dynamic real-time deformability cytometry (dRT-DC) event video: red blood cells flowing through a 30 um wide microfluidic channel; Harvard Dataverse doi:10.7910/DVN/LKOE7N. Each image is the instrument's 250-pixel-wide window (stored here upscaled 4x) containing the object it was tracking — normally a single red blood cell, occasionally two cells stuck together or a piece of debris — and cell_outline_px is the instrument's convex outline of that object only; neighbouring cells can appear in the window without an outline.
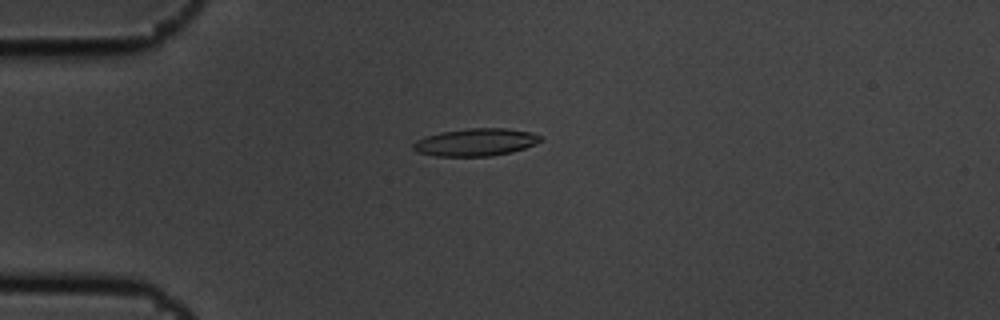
{"species": "common noctule bat (a hibernating species)", "species_latin": "Nyctalus noctula", "temperature_condition": "cold", "stored_images_in_passage": 10, "camera_frame_rate_fps": 3000, "um_per_image_px": 0.085, "animal": {"sex": "male", "body_mass_g": 19.5, "forearm_length_mm": 54.6}, "frame": {"image": 1, "passage_image": 4, "time_ms": 1.0, "image_size_px": [1000, 320], "cell_outline_px": [[544, 140], [536, 144], [512, 152], [492, 156], [436, 156], [416, 152], [412, 148], [412, 144], [416, 140], [440, 132], [468, 128], [508, 128], [532, 132], [544, 136]], "centroid_in_image_um": [40.48, 12.08], "position_along_channel_um": 44.5, "area_um2": 20.69}}
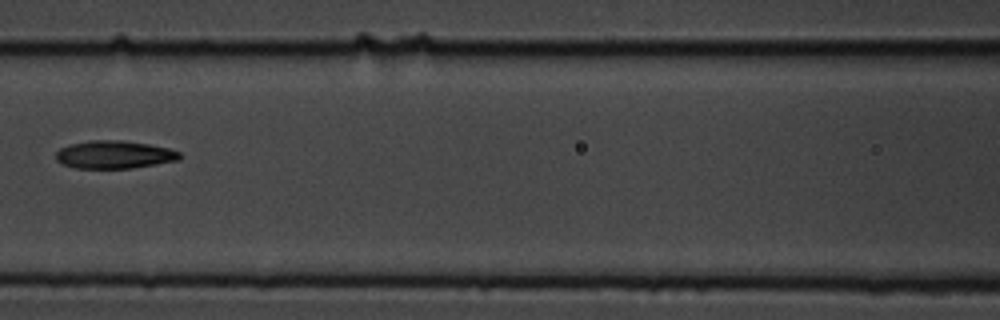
{"frame": {"image": 2, "passage_image": 7, "time_ms": 2.0, "image_size_px": [1000, 320], "cell_outline_px": [[180, 160], [132, 168], [76, 168], [64, 164], [56, 160], [56, 152], [60, 148], [68, 144], [92, 140], [124, 140], [148, 144], [168, 148], [180, 152]], "centroid_in_image_um": [9.71, 13.13], "position_along_channel_um": 156.9, "area_um2": 20.11}}
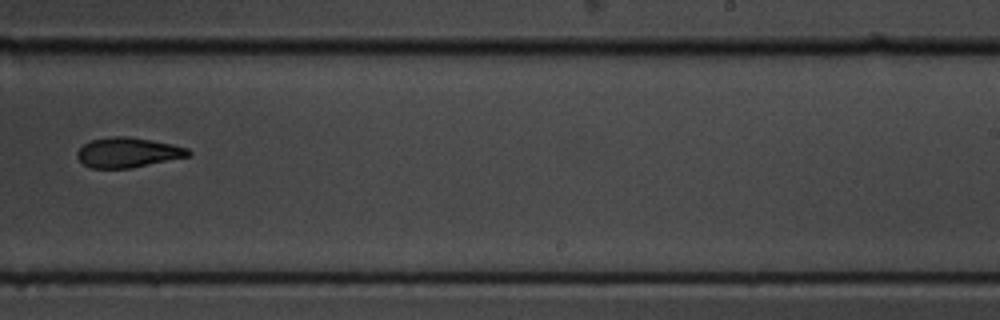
{"frame": {"image": 3, "passage_image": 10, "time_ms": 3.0, "image_size_px": [1000, 320], "cell_outline_px": [[192, 152], [188, 156], [132, 168], [92, 168], [84, 164], [76, 156], [76, 152], [84, 144], [92, 140], [112, 136], [128, 136], [152, 140], [172, 144], [188, 148]], "centroid_in_image_um": [10.87, 12.96], "position_along_channel_um": 278.1, "area_um2": 19.31}}